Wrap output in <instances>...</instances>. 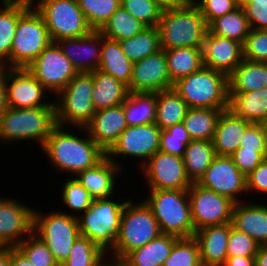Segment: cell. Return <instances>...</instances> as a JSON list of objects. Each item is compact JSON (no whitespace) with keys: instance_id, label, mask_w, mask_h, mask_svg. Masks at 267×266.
<instances>
[{"instance_id":"obj_1","label":"cell","mask_w":267,"mask_h":266,"mask_svg":"<svg viewBox=\"0 0 267 266\" xmlns=\"http://www.w3.org/2000/svg\"><path fill=\"white\" fill-rule=\"evenodd\" d=\"M67 129L69 128L57 125L42 147L57 171L76 175L96 166L106 157V152L88 135L85 128L78 129L85 130V138L75 132V135L70 131L68 133Z\"/></svg>"},{"instance_id":"obj_2","label":"cell","mask_w":267,"mask_h":266,"mask_svg":"<svg viewBox=\"0 0 267 266\" xmlns=\"http://www.w3.org/2000/svg\"><path fill=\"white\" fill-rule=\"evenodd\" d=\"M158 29L162 50L180 47L203 48L209 30L204 16L194 2L165 8Z\"/></svg>"},{"instance_id":"obj_3","label":"cell","mask_w":267,"mask_h":266,"mask_svg":"<svg viewBox=\"0 0 267 266\" xmlns=\"http://www.w3.org/2000/svg\"><path fill=\"white\" fill-rule=\"evenodd\" d=\"M57 125L54 101L48 106L35 108L7 107L0 115V142L35 139L43 147Z\"/></svg>"},{"instance_id":"obj_4","label":"cell","mask_w":267,"mask_h":266,"mask_svg":"<svg viewBox=\"0 0 267 266\" xmlns=\"http://www.w3.org/2000/svg\"><path fill=\"white\" fill-rule=\"evenodd\" d=\"M161 234L158 221L145 201L134 204L132 199H128L115 246L110 251L113 254L110 259L119 263L129 252L143 247Z\"/></svg>"},{"instance_id":"obj_5","label":"cell","mask_w":267,"mask_h":266,"mask_svg":"<svg viewBox=\"0 0 267 266\" xmlns=\"http://www.w3.org/2000/svg\"><path fill=\"white\" fill-rule=\"evenodd\" d=\"M189 108H229L228 76L202 67L173 83L172 87Z\"/></svg>"},{"instance_id":"obj_6","label":"cell","mask_w":267,"mask_h":266,"mask_svg":"<svg viewBox=\"0 0 267 266\" xmlns=\"http://www.w3.org/2000/svg\"><path fill=\"white\" fill-rule=\"evenodd\" d=\"M144 201L151 208L162 234L194 237L188 190H149Z\"/></svg>"},{"instance_id":"obj_7","label":"cell","mask_w":267,"mask_h":266,"mask_svg":"<svg viewBox=\"0 0 267 266\" xmlns=\"http://www.w3.org/2000/svg\"><path fill=\"white\" fill-rule=\"evenodd\" d=\"M120 201L112 200V197L97 199L83 214L76 215L80 236L88 238L109 255L115 246L121 216L128 200Z\"/></svg>"},{"instance_id":"obj_8","label":"cell","mask_w":267,"mask_h":266,"mask_svg":"<svg viewBox=\"0 0 267 266\" xmlns=\"http://www.w3.org/2000/svg\"><path fill=\"white\" fill-rule=\"evenodd\" d=\"M94 80L92 72L77 73L56 98V121L58 125L75 129L85 127L96 109L92 102ZM67 124V125H66ZM76 126V127H75Z\"/></svg>"},{"instance_id":"obj_9","label":"cell","mask_w":267,"mask_h":266,"mask_svg":"<svg viewBox=\"0 0 267 266\" xmlns=\"http://www.w3.org/2000/svg\"><path fill=\"white\" fill-rule=\"evenodd\" d=\"M33 233L49 248L59 266L68 259L74 242L80 237L78 219L74 213L34 211Z\"/></svg>"},{"instance_id":"obj_10","label":"cell","mask_w":267,"mask_h":266,"mask_svg":"<svg viewBox=\"0 0 267 266\" xmlns=\"http://www.w3.org/2000/svg\"><path fill=\"white\" fill-rule=\"evenodd\" d=\"M52 43L42 16L30 6L18 19L10 68H27Z\"/></svg>"},{"instance_id":"obj_11","label":"cell","mask_w":267,"mask_h":266,"mask_svg":"<svg viewBox=\"0 0 267 266\" xmlns=\"http://www.w3.org/2000/svg\"><path fill=\"white\" fill-rule=\"evenodd\" d=\"M34 8L42 16L52 42L86 36L93 31L78 0H38Z\"/></svg>"},{"instance_id":"obj_12","label":"cell","mask_w":267,"mask_h":266,"mask_svg":"<svg viewBox=\"0 0 267 266\" xmlns=\"http://www.w3.org/2000/svg\"><path fill=\"white\" fill-rule=\"evenodd\" d=\"M191 219L195 231L232 222L234 202L197 182L188 189Z\"/></svg>"},{"instance_id":"obj_13","label":"cell","mask_w":267,"mask_h":266,"mask_svg":"<svg viewBox=\"0 0 267 266\" xmlns=\"http://www.w3.org/2000/svg\"><path fill=\"white\" fill-rule=\"evenodd\" d=\"M27 69L55 95L78 73L57 42H52L45 48Z\"/></svg>"},{"instance_id":"obj_14","label":"cell","mask_w":267,"mask_h":266,"mask_svg":"<svg viewBox=\"0 0 267 266\" xmlns=\"http://www.w3.org/2000/svg\"><path fill=\"white\" fill-rule=\"evenodd\" d=\"M162 130L155 124L128 126L119 136L116 143L106 153V156L118 164L116 158L127 155L130 159L138 158L141 167L156 153L160 147ZM117 156V157H116ZM115 158V159H114Z\"/></svg>"},{"instance_id":"obj_15","label":"cell","mask_w":267,"mask_h":266,"mask_svg":"<svg viewBox=\"0 0 267 266\" xmlns=\"http://www.w3.org/2000/svg\"><path fill=\"white\" fill-rule=\"evenodd\" d=\"M141 168L149 190H188L192 185L183 157L158 151Z\"/></svg>"},{"instance_id":"obj_16","label":"cell","mask_w":267,"mask_h":266,"mask_svg":"<svg viewBox=\"0 0 267 266\" xmlns=\"http://www.w3.org/2000/svg\"><path fill=\"white\" fill-rule=\"evenodd\" d=\"M197 183L229 198L235 204L242 202L239 196L247 192L246 176L240 172L231 156L216 154Z\"/></svg>"},{"instance_id":"obj_17","label":"cell","mask_w":267,"mask_h":266,"mask_svg":"<svg viewBox=\"0 0 267 266\" xmlns=\"http://www.w3.org/2000/svg\"><path fill=\"white\" fill-rule=\"evenodd\" d=\"M5 83L8 107L35 108L53 102L45 101L44 95L49 91L27 68H5Z\"/></svg>"},{"instance_id":"obj_18","label":"cell","mask_w":267,"mask_h":266,"mask_svg":"<svg viewBox=\"0 0 267 266\" xmlns=\"http://www.w3.org/2000/svg\"><path fill=\"white\" fill-rule=\"evenodd\" d=\"M35 210L21 201L0 197V248L16 247L26 239L25 234L33 233Z\"/></svg>"},{"instance_id":"obj_19","label":"cell","mask_w":267,"mask_h":266,"mask_svg":"<svg viewBox=\"0 0 267 266\" xmlns=\"http://www.w3.org/2000/svg\"><path fill=\"white\" fill-rule=\"evenodd\" d=\"M172 87L165 50L134 63L129 93H157Z\"/></svg>"},{"instance_id":"obj_20","label":"cell","mask_w":267,"mask_h":266,"mask_svg":"<svg viewBox=\"0 0 267 266\" xmlns=\"http://www.w3.org/2000/svg\"><path fill=\"white\" fill-rule=\"evenodd\" d=\"M203 66L229 76L243 61V44L212 34L209 30L204 39Z\"/></svg>"},{"instance_id":"obj_21","label":"cell","mask_w":267,"mask_h":266,"mask_svg":"<svg viewBox=\"0 0 267 266\" xmlns=\"http://www.w3.org/2000/svg\"><path fill=\"white\" fill-rule=\"evenodd\" d=\"M57 43L78 73L99 69L102 46L100 31L93 30L86 36L65 38Z\"/></svg>"},{"instance_id":"obj_22","label":"cell","mask_w":267,"mask_h":266,"mask_svg":"<svg viewBox=\"0 0 267 266\" xmlns=\"http://www.w3.org/2000/svg\"><path fill=\"white\" fill-rule=\"evenodd\" d=\"M127 127L123 103L96 111L84 128L88 135L107 153Z\"/></svg>"},{"instance_id":"obj_23","label":"cell","mask_w":267,"mask_h":266,"mask_svg":"<svg viewBox=\"0 0 267 266\" xmlns=\"http://www.w3.org/2000/svg\"><path fill=\"white\" fill-rule=\"evenodd\" d=\"M121 167L120 163L116 164L106 156L96 166L77 173L75 179L94 200L111 198L116 191V175Z\"/></svg>"},{"instance_id":"obj_24","label":"cell","mask_w":267,"mask_h":266,"mask_svg":"<svg viewBox=\"0 0 267 266\" xmlns=\"http://www.w3.org/2000/svg\"><path fill=\"white\" fill-rule=\"evenodd\" d=\"M230 223L206 226L195 231L202 266H223L227 259Z\"/></svg>"},{"instance_id":"obj_25","label":"cell","mask_w":267,"mask_h":266,"mask_svg":"<svg viewBox=\"0 0 267 266\" xmlns=\"http://www.w3.org/2000/svg\"><path fill=\"white\" fill-rule=\"evenodd\" d=\"M237 202L232 210V226L251 236L258 245L267 244V204Z\"/></svg>"},{"instance_id":"obj_26","label":"cell","mask_w":267,"mask_h":266,"mask_svg":"<svg viewBox=\"0 0 267 266\" xmlns=\"http://www.w3.org/2000/svg\"><path fill=\"white\" fill-rule=\"evenodd\" d=\"M251 123L236 116L230 109L219 116L213 144L217 155L231 156L239 147L246 128Z\"/></svg>"},{"instance_id":"obj_27","label":"cell","mask_w":267,"mask_h":266,"mask_svg":"<svg viewBox=\"0 0 267 266\" xmlns=\"http://www.w3.org/2000/svg\"><path fill=\"white\" fill-rule=\"evenodd\" d=\"M179 237L161 234L143 247L129 252L120 263L123 266H163Z\"/></svg>"},{"instance_id":"obj_28","label":"cell","mask_w":267,"mask_h":266,"mask_svg":"<svg viewBox=\"0 0 267 266\" xmlns=\"http://www.w3.org/2000/svg\"><path fill=\"white\" fill-rule=\"evenodd\" d=\"M92 102L96 111L123 104L129 95L128 86L97 69L92 72Z\"/></svg>"},{"instance_id":"obj_29","label":"cell","mask_w":267,"mask_h":266,"mask_svg":"<svg viewBox=\"0 0 267 266\" xmlns=\"http://www.w3.org/2000/svg\"><path fill=\"white\" fill-rule=\"evenodd\" d=\"M228 109L250 123L260 124L267 120V87L245 93H229Z\"/></svg>"},{"instance_id":"obj_30","label":"cell","mask_w":267,"mask_h":266,"mask_svg":"<svg viewBox=\"0 0 267 266\" xmlns=\"http://www.w3.org/2000/svg\"><path fill=\"white\" fill-rule=\"evenodd\" d=\"M229 93H245L267 87V63L243 61L228 76Z\"/></svg>"},{"instance_id":"obj_31","label":"cell","mask_w":267,"mask_h":266,"mask_svg":"<svg viewBox=\"0 0 267 266\" xmlns=\"http://www.w3.org/2000/svg\"><path fill=\"white\" fill-rule=\"evenodd\" d=\"M134 63L122 51L119 41L102 34L101 61L99 70L129 86Z\"/></svg>"},{"instance_id":"obj_32","label":"cell","mask_w":267,"mask_h":266,"mask_svg":"<svg viewBox=\"0 0 267 266\" xmlns=\"http://www.w3.org/2000/svg\"><path fill=\"white\" fill-rule=\"evenodd\" d=\"M29 7L21 3H3L0 9V67L10 68V50L17 22Z\"/></svg>"},{"instance_id":"obj_33","label":"cell","mask_w":267,"mask_h":266,"mask_svg":"<svg viewBox=\"0 0 267 266\" xmlns=\"http://www.w3.org/2000/svg\"><path fill=\"white\" fill-rule=\"evenodd\" d=\"M168 73L172 83L203 67L202 48L180 47L165 50Z\"/></svg>"},{"instance_id":"obj_34","label":"cell","mask_w":267,"mask_h":266,"mask_svg":"<svg viewBox=\"0 0 267 266\" xmlns=\"http://www.w3.org/2000/svg\"><path fill=\"white\" fill-rule=\"evenodd\" d=\"M226 109L188 108L183 125L192 140L213 141L221 112Z\"/></svg>"},{"instance_id":"obj_35","label":"cell","mask_w":267,"mask_h":266,"mask_svg":"<svg viewBox=\"0 0 267 266\" xmlns=\"http://www.w3.org/2000/svg\"><path fill=\"white\" fill-rule=\"evenodd\" d=\"M188 106L182 97L173 89L157 92V109L155 124L165 130L183 122Z\"/></svg>"},{"instance_id":"obj_36","label":"cell","mask_w":267,"mask_h":266,"mask_svg":"<svg viewBox=\"0 0 267 266\" xmlns=\"http://www.w3.org/2000/svg\"><path fill=\"white\" fill-rule=\"evenodd\" d=\"M216 155L213 141L192 140L186 147L183 160L187 177L198 182Z\"/></svg>"},{"instance_id":"obj_37","label":"cell","mask_w":267,"mask_h":266,"mask_svg":"<svg viewBox=\"0 0 267 266\" xmlns=\"http://www.w3.org/2000/svg\"><path fill=\"white\" fill-rule=\"evenodd\" d=\"M157 93H129L124 102L127 126L155 123Z\"/></svg>"},{"instance_id":"obj_38","label":"cell","mask_w":267,"mask_h":266,"mask_svg":"<svg viewBox=\"0 0 267 266\" xmlns=\"http://www.w3.org/2000/svg\"><path fill=\"white\" fill-rule=\"evenodd\" d=\"M119 43L126 57L133 63L162 50L158 27H146L141 33Z\"/></svg>"},{"instance_id":"obj_39","label":"cell","mask_w":267,"mask_h":266,"mask_svg":"<svg viewBox=\"0 0 267 266\" xmlns=\"http://www.w3.org/2000/svg\"><path fill=\"white\" fill-rule=\"evenodd\" d=\"M208 28L214 35L233 39L242 44H244L251 30L246 13L241 5L234 11L215 19Z\"/></svg>"},{"instance_id":"obj_40","label":"cell","mask_w":267,"mask_h":266,"mask_svg":"<svg viewBox=\"0 0 267 266\" xmlns=\"http://www.w3.org/2000/svg\"><path fill=\"white\" fill-rule=\"evenodd\" d=\"M146 27L120 6L99 31L104 37L122 41L141 33Z\"/></svg>"},{"instance_id":"obj_41","label":"cell","mask_w":267,"mask_h":266,"mask_svg":"<svg viewBox=\"0 0 267 266\" xmlns=\"http://www.w3.org/2000/svg\"><path fill=\"white\" fill-rule=\"evenodd\" d=\"M107 252L86 237L80 236L73 244L68 259L61 266H100Z\"/></svg>"},{"instance_id":"obj_42","label":"cell","mask_w":267,"mask_h":266,"mask_svg":"<svg viewBox=\"0 0 267 266\" xmlns=\"http://www.w3.org/2000/svg\"><path fill=\"white\" fill-rule=\"evenodd\" d=\"M79 7L93 30L99 31L121 6V0H78Z\"/></svg>"},{"instance_id":"obj_43","label":"cell","mask_w":267,"mask_h":266,"mask_svg":"<svg viewBox=\"0 0 267 266\" xmlns=\"http://www.w3.org/2000/svg\"><path fill=\"white\" fill-rule=\"evenodd\" d=\"M163 266H202L197 240L194 237L179 238Z\"/></svg>"},{"instance_id":"obj_44","label":"cell","mask_w":267,"mask_h":266,"mask_svg":"<svg viewBox=\"0 0 267 266\" xmlns=\"http://www.w3.org/2000/svg\"><path fill=\"white\" fill-rule=\"evenodd\" d=\"M121 6L147 27H158L165 9L154 0H121Z\"/></svg>"},{"instance_id":"obj_45","label":"cell","mask_w":267,"mask_h":266,"mask_svg":"<svg viewBox=\"0 0 267 266\" xmlns=\"http://www.w3.org/2000/svg\"><path fill=\"white\" fill-rule=\"evenodd\" d=\"M16 247L33 266H59L46 244L34 233Z\"/></svg>"},{"instance_id":"obj_46","label":"cell","mask_w":267,"mask_h":266,"mask_svg":"<svg viewBox=\"0 0 267 266\" xmlns=\"http://www.w3.org/2000/svg\"><path fill=\"white\" fill-rule=\"evenodd\" d=\"M191 141L183 123L175 124L162 130L159 151L183 157L186 147Z\"/></svg>"},{"instance_id":"obj_47","label":"cell","mask_w":267,"mask_h":266,"mask_svg":"<svg viewBox=\"0 0 267 266\" xmlns=\"http://www.w3.org/2000/svg\"><path fill=\"white\" fill-rule=\"evenodd\" d=\"M61 191L63 204L67 205L66 208L69 207L72 213L74 210L75 214L76 212L83 214L94 201L87 189L74 177L64 182Z\"/></svg>"},{"instance_id":"obj_48","label":"cell","mask_w":267,"mask_h":266,"mask_svg":"<svg viewBox=\"0 0 267 266\" xmlns=\"http://www.w3.org/2000/svg\"><path fill=\"white\" fill-rule=\"evenodd\" d=\"M258 243L249 235L237 230L230 223L227 257H255Z\"/></svg>"},{"instance_id":"obj_49","label":"cell","mask_w":267,"mask_h":266,"mask_svg":"<svg viewBox=\"0 0 267 266\" xmlns=\"http://www.w3.org/2000/svg\"><path fill=\"white\" fill-rule=\"evenodd\" d=\"M243 58L267 63V30H250L243 44Z\"/></svg>"},{"instance_id":"obj_50","label":"cell","mask_w":267,"mask_h":266,"mask_svg":"<svg viewBox=\"0 0 267 266\" xmlns=\"http://www.w3.org/2000/svg\"><path fill=\"white\" fill-rule=\"evenodd\" d=\"M208 26L217 18L234 11L241 0H195Z\"/></svg>"},{"instance_id":"obj_51","label":"cell","mask_w":267,"mask_h":266,"mask_svg":"<svg viewBox=\"0 0 267 266\" xmlns=\"http://www.w3.org/2000/svg\"><path fill=\"white\" fill-rule=\"evenodd\" d=\"M231 158L240 172L247 176L267 158V150L238 148Z\"/></svg>"},{"instance_id":"obj_52","label":"cell","mask_w":267,"mask_h":266,"mask_svg":"<svg viewBox=\"0 0 267 266\" xmlns=\"http://www.w3.org/2000/svg\"><path fill=\"white\" fill-rule=\"evenodd\" d=\"M239 148L249 150H267L264 132L260 124L251 123L246 128Z\"/></svg>"},{"instance_id":"obj_53","label":"cell","mask_w":267,"mask_h":266,"mask_svg":"<svg viewBox=\"0 0 267 266\" xmlns=\"http://www.w3.org/2000/svg\"><path fill=\"white\" fill-rule=\"evenodd\" d=\"M247 193L258 192L267 194V158L246 176Z\"/></svg>"},{"instance_id":"obj_54","label":"cell","mask_w":267,"mask_h":266,"mask_svg":"<svg viewBox=\"0 0 267 266\" xmlns=\"http://www.w3.org/2000/svg\"><path fill=\"white\" fill-rule=\"evenodd\" d=\"M251 29L267 30V7L241 4Z\"/></svg>"},{"instance_id":"obj_55","label":"cell","mask_w":267,"mask_h":266,"mask_svg":"<svg viewBox=\"0 0 267 266\" xmlns=\"http://www.w3.org/2000/svg\"><path fill=\"white\" fill-rule=\"evenodd\" d=\"M11 266H33L17 247H10Z\"/></svg>"},{"instance_id":"obj_56","label":"cell","mask_w":267,"mask_h":266,"mask_svg":"<svg viewBox=\"0 0 267 266\" xmlns=\"http://www.w3.org/2000/svg\"><path fill=\"white\" fill-rule=\"evenodd\" d=\"M223 266H256L255 257H227Z\"/></svg>"},{"instance_id":"obj_57","label":"cell","mask_w":267,"mask_h":266,"mask_svg":"<svg viewBox=\"0 0 267 266\" xmlns=\"http://www.w3.org/2000/svg\"><path fill=\"white\" fill-rule=\"evenodd\" d=\"M7 107L5 67H0V115Z\"/></svg>"},{"instance_id":"obj_58","label":"cell","mask_w":267,"mask_h":266,"mask_svg":"<svg viewBox=\"0 0 267 266\" xmlns=\"http://www.w3.org/2000/svg\"><path fill=\"white\" fill-rule=\"evenodd\" d=\"M255 262L256 266H267V244L259 245Z\"/></svg>"},{"instance_id":"obj_59","label":"cell","mask_w":267,"mask_h":266,"mask_svg":"<svg viewBox=\"0 0 267 266\" xmlns=\"http://www.w3.org/2000/svg\"><path fill=\"white\" fill-rule=\"evenodd\" d=\"M0 266H11L10 247L0 248Z\"/></svg>"},{"instance_id":"obj_60","label":"cell","mask_w":267,"mask_h":266,"mask_svg":"<svg viewBox=\"0 0 267 266\" xmlns=\"http://www.w3.org/2000/svg\"><path fill=\"white\" fill-rule=\"evenodd\" d=\"M158 2L164 8H173L187 3L186 0H154Z\"/></svg>"},{"instance_id":"obj_61","label":"cell","mask_w":267,"mask_h":266,"mask_svg":"<svg viewBox=\"0 0 267 266\" xmlns=\"http://www.w3.org/2000/svg\"><path fill=\"white\" fill-rule=\"evenodd\" d=\"M241 4H251L256 7H267V0H241Z\"/></svg>"},{"instance_id":"obj_62","label":"cell","mask_w":267,"mask_h":266,"mask_svg":"<svg viewBox=\"0 0 267 266\" xmlns=\"http://www.w3.org/2000/svg\"><path fill=\"white\" fill-rule=\"evenodd\" d=\"M36 0H3V3H21L33 6Z\"/></svg>"},{"instance_id":"obj_63","label":"cell","mask_w":267,"mask_h":266,"mask_svg":"<svg viewBox=\"0 0 267 266\" xmlns=\"http://www.w3.org/2000/svg\"><path fill=\"white\" fill-rule=\"evenodd\" d=\"M263 132H264V138H265V143H266V147H267V120H264L263 122L260 123Z\"/></svg>"},{"instance_id":"obj_64","label":"cell","mask_w":267,"mask_h":266,"mask_svg":"<svg viewBox=\"0 0 267 266\" xmlns=\"http://www.w3.org/2000/svg\"><path fill=\"white\" fill-rule=\"evenodd\" d=\"M108 261V262H107ZM100 266H117V263L113 259L106 260L102 265Z\"/></svg>"},{"instance_id":"obj_65","label":"cell","mask_w":267,"mask_h":266,"mask_svg":"<svg viewBox=\"0 0 267 266\" xmlns=\"http://www.w3.org/2000/svg\"><path fill=\"white\" fill-rule=\"evenodd\" d=\"M187 2H194L195 0H186Z\"/></svg>"},{"instance_id":"obj_66","label":"cell","mask_w":267,"mask_h":266,"mask_svg":"<svg viewBox=\"0 0 267 266\" xmlns=\"http://www.w3.org/2000/svg\"><path fill=\"white\" fill-rule=\"evenodd\" d=\"M117 266H123V265L119 262V263H117Z\"/></svg>"}]
</instances>
